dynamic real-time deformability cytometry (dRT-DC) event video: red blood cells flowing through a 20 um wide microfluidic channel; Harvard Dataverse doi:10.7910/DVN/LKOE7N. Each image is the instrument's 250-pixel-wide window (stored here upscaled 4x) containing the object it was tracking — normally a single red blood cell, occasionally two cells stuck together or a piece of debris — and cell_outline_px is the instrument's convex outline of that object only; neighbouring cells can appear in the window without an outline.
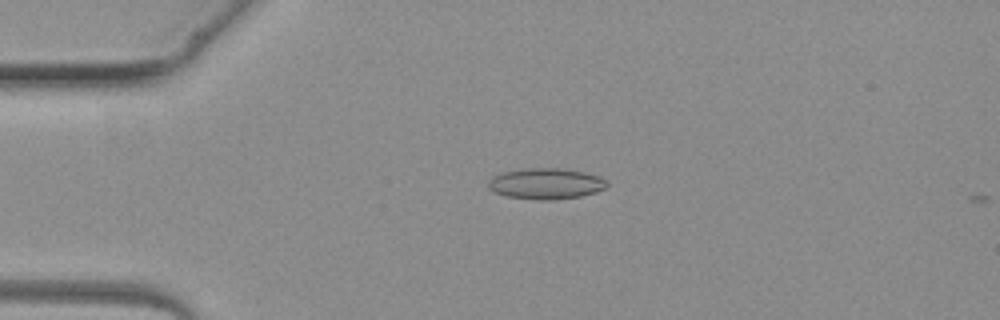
{"species": "common noctule bat (a hibernating species)", "species_latin": "Nyctalus noctula", "temperature_condition": "warm", "stored_images_in_passage": 4, "camera_frame_rate_fps": 3000, "um_per_image_px": 0.085, "animal": {"sex": "female", "body_mass_g": 19.3, "forearm_length_mm": 54.1}, "frame": {"image": 1, "passage_image": 3, "time_ms": 2.667, "image_size_px": [1000, 320], "cell_outline_px": [[608, 188], [596, 192], [580, 196], [556, 200], [536, 200], [504, 196], [488, 188], [488, 180], [492, 176], [504, 172], [524, 168], [564, 168], [584, 172], [600, 176], [608, 184]], "centroid_in_image_um": [46.41, 15.61], "position_along_channel_um": 38.6, "area_um2": 21.68}}